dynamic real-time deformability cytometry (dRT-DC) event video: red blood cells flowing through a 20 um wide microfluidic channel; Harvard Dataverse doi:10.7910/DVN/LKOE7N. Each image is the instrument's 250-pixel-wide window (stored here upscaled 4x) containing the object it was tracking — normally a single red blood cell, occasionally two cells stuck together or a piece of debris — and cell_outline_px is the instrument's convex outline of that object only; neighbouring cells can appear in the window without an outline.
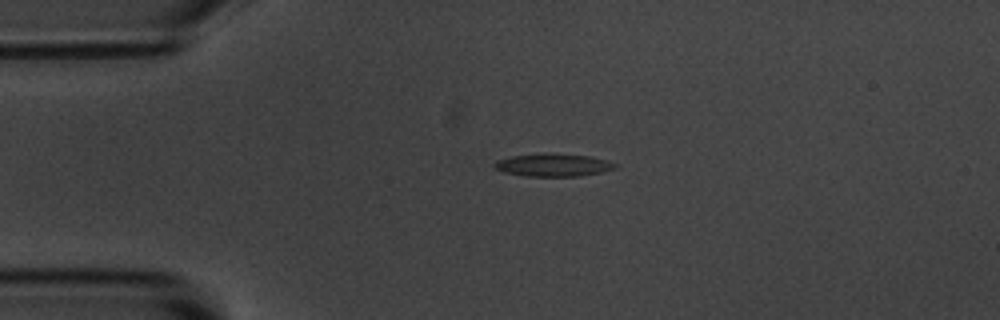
{"species": "common noctule bat (a hibernating species)", "species_latin": "Nyctalus noctula", "temperature_condition": "room temperature", "stored_images_in_passage": 4, "camera_frame_rate_fps": 3000, "um_per_image_px": 0.085, "animal": {"sex": "male", "body_mass_g": 20.1, "forearm_length_mm": 53.5}, "frame": {"image": 1, "passage_image": 3, "time_ms": 2.333, "image_size_px": [1000, 320], "cell_outline_px": [[616, 168], [600, 172], [580, 176], [524, 176], [504, 172], [496, 168], [492, 164], [496, 160], [512, 156], [552, 152], [588, 156], [608, 160], [616, 164]], "centroid_in_image_um": [47.01, 14.02], "position_along_channel_um": 38.0, "area_um2": 16.07}}